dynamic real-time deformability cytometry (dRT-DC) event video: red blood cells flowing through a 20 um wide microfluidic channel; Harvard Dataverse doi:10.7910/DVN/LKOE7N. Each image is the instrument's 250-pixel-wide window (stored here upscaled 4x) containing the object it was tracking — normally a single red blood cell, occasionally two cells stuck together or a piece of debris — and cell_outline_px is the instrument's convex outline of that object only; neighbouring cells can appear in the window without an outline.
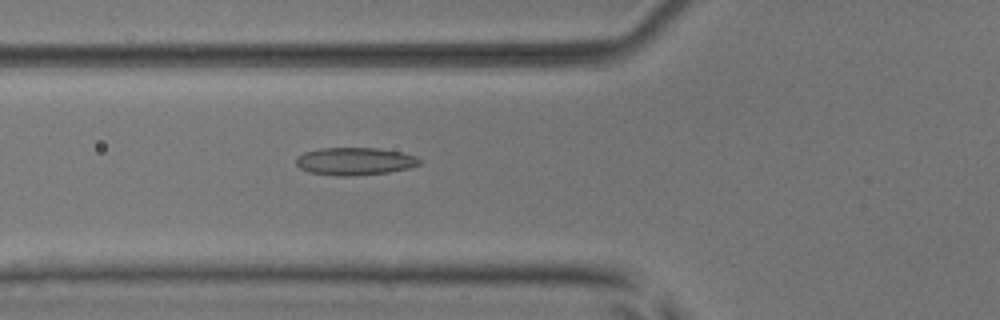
{"species": "common noctule bat (a hibernating species)", "species_latin": "Nyctalus noctula", "temperature_condition": "room temperature", "stored_images_in_passage": 33, "camera_frame_rate_fps": 3000, "um_per_image_px": 0.085, "animal": {"sex": "male", "body_mass_g": 17.9, "forearm_length_mm": 54.2}, "frame": {"image": 1, "passage_image": 4, "time_ms": 1.0, "image_size_px": [1000, 320], "cell_outline_px": [[420, 164], [408, 168], [388, 172], [352, 176], [336, 176], [308, 172], [300, 168], [296, 164], [296, 156], [304, 152], [320, 148], [380, 148], [400, 152], [416, 156], [420, 160]], "centroid_in_image_um": [30.12, 13.71], "position_along_channel_um": 95.7, "area_um2": 19.94}}
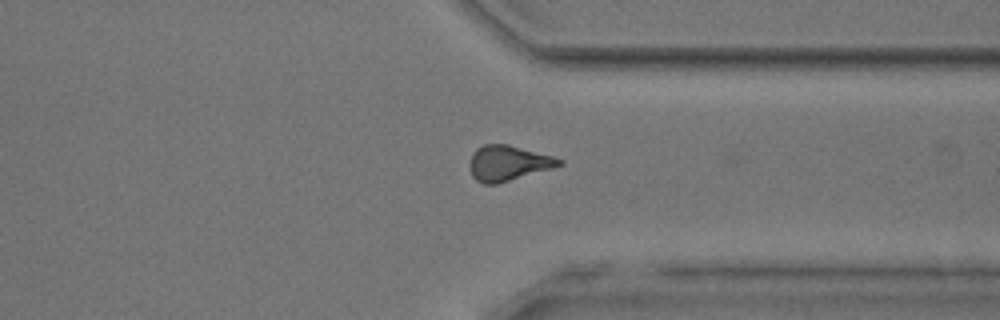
{"frame": {"image": 2, "passage_image": 25, "time_ms": 8.0, "image_size_px": [1000, 320], "cell_outline_px": [[564, 164], [552, 168], [496, 184], [484, 184], [476, 180], [472, 176], [468, 164], [472, 152], [476, 148], [484, 144], [508, 144], [552, 156], [564, 160]], "centroid_in_image_um": [43.15, 13.86], "position_along_channel_um": 368.2, "area_um2": 18.44}}
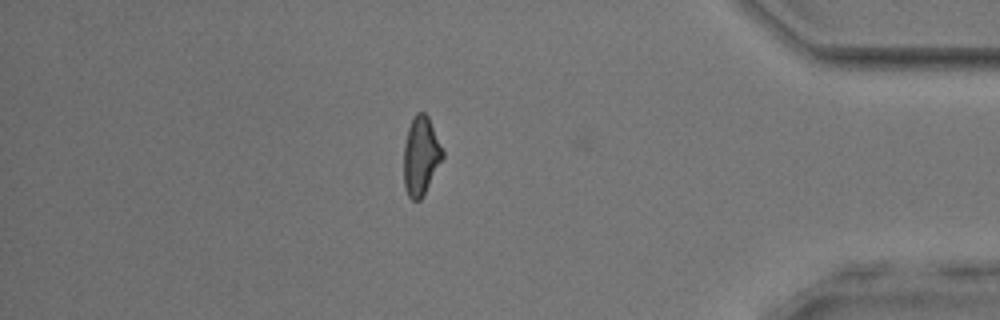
{"frame": {"image": 3, "passage_image": 30, "time_ms": 9.667, "image_size_px": [1000, 320], "cell_outline_px": [[444, 156], [420, 200], [412, 200], [408, 196], [404, 184], [404, 144], [408, 128], [416, 112], [424, 112], [428, 116], [444, 152]], "centroid_in_image_um": [35.76, 13.23], "position_along_channel_um": 399.4, "area_um2": 17.51}, "authors_computed_cell_mechanics": {"area_um2": 18.1492, "velocity_mm_per_s": 3.8972, "shape_relaxation_time_tau1_ms": null, "shape_relaxation_time_tau2_ms": 2.6803, "deformation_change_tau1": null, "deformation_change_tau2": 0.1149}}